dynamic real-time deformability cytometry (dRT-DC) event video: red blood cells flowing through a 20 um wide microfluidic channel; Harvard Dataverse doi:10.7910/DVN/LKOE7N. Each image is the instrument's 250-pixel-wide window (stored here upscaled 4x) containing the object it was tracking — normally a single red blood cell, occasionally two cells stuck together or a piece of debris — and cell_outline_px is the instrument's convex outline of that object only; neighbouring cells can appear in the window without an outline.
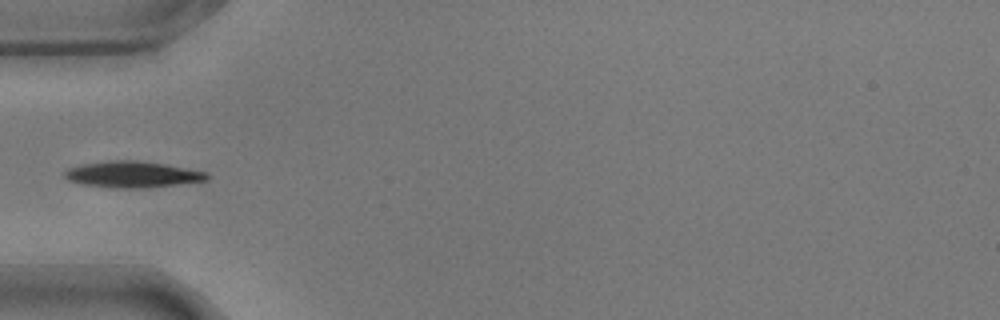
{"species": "common noctule bat (a hibernating species)", "species_latin": "Nyctalus noctula", "temperature_condition": "warm", "stored_images_in_passage": 31, "camera_frame_rate_fps": 3000, "um_per_image_px": 0.085, "animal": {"sex": "male", "body_mass_g": 17.9}, "frame": {"image": 1, "passage_image": 1, "time_ms": 0.0, "image_size_px": [1000, 320], "cell_outline_px": [[208, 180], [148, 188], [116, 188], [84, 184], [68, 180], [64, 176], [64, 172], [68, 168], [80, 164], [112, 160], [136, 160], [164, 164], [204, 172], [208, 176]], "centroid_in_image_um": [11.21, 14.82], "position_along_channel_um": 73.8, "area_um2": 21.56}}
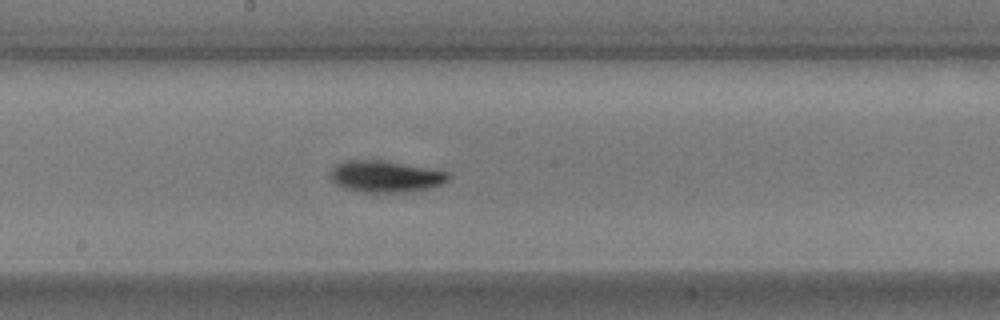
{"frame": {"image": 2, "passage_image": 13, "time_ms": 4.0, "image_size_px": [1000, 320], "cell_outline_px": [[452, 176], [448, 180], [440, 184], [428, 188], [400, 192], [364, 192], [344, 188], [336, 184], [332, 180], [328, 172], [336, 164], [344, 160], [384, 160], [448, 172]], "centroid_in_image_um": [32.72, 14.98], "position_along_channel_um": 215.5, "area_um2": 21.62}}
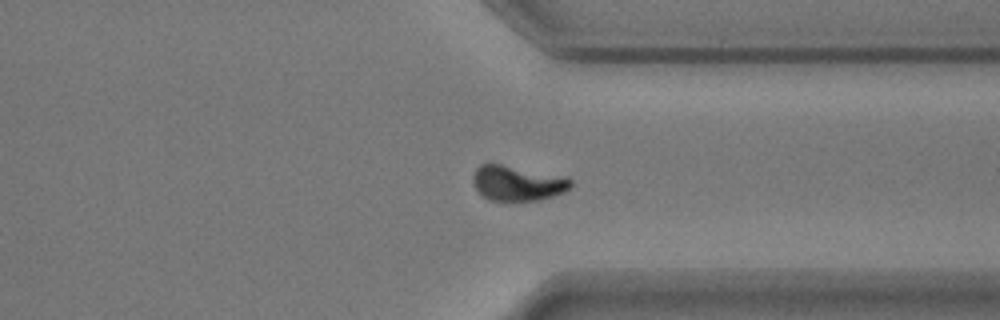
{"frame": {"image": 3, "passage_image": 26, "time_ms": 8.333, "image_size_px": [1000, 320], "cell_outline_px": [[572, 184], [564, 192], [552, 196], [536, 200], [488, 200], [476, 188], [472, 180], [472, 176], [476, 168], [480, 164], [500, 164], [568, 176], [572, 180]], "centroid_in_image_um": [44.0, 15.55], "position_along_channel_um": 367.4, "area_um2": 19.94}}